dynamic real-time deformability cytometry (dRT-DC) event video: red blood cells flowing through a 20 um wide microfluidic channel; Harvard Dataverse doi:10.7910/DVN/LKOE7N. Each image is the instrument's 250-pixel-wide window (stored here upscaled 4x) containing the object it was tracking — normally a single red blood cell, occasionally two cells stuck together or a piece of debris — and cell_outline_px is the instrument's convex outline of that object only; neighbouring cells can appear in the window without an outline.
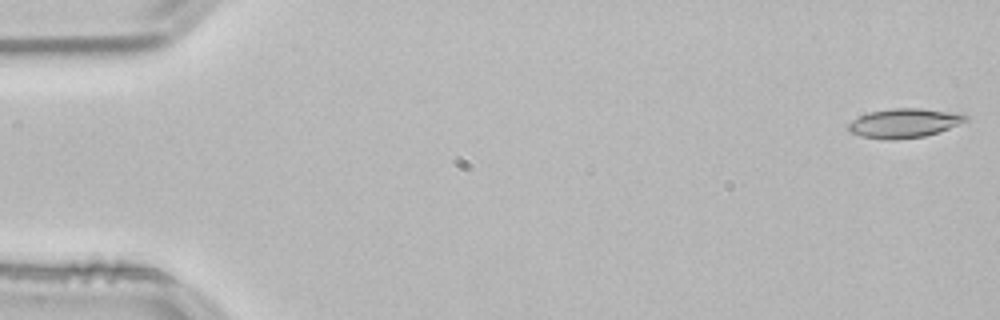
{"species": "common noctule bat (a hibernating species)", "species_latin": "Nyctalus noctula", "temperature_condition": "room temperature", "stored_images_in_passage": 15, "camera_frame_rate_fps": 3000, "um_per_image_px": 0.085, "animal": {"sex": "male", "body_mass_g": 21.5, "forearm_length_mm": 52.0}, "frame": {"image": 1, "passage_image": 1, "time_ms": 0.0, "image_size_px": [1000, 320], "cell_outline_px": [[968, 120], [948, 128], [924, 136], [888, 140], [884, 140], [860, 136], [848, 132], [848, 124], [852, 120], [868, 112], [892, 108], [920, 108], [964, 112], [968, 116]], "centroid_in_image_um": [76.86, 10.44], "position_along_channel_um": 8.1, "area_um2": 20.17}}
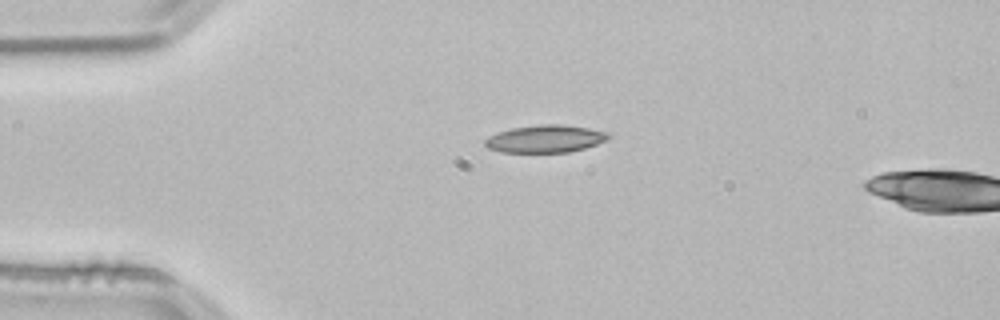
{"frame": {"image": 2, "passage_image": 12, "time_ms": 3.667, "image_size_px": [1000, 320], "cell_outline_px": [[612, 136], [608, 140], [584, 148], [568, 152], [500, 152], [488, 148], [484, 144], [484, 140], [488, 136], [496, 132], [512, 128], [540, 124], [564, 124], [588, 128], [608, 132]], "centroid_in_image_um": [46.35, 11.79], "position_along_channel_um": 38.7, "area_um2": 19.94}}